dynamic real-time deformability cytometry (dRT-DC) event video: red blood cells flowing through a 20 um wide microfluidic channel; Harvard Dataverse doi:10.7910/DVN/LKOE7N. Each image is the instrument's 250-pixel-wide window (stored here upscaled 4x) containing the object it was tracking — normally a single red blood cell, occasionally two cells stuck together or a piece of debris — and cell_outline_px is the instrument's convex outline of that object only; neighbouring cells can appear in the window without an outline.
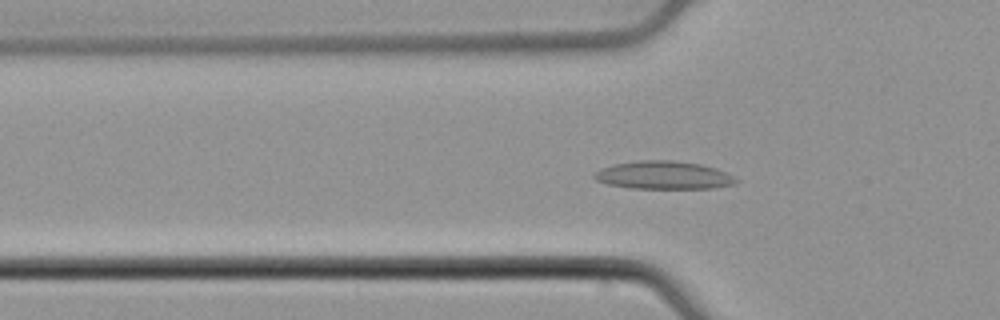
{"species": "common noctule bat (a hibernating species)", "species_latin": "Nyctalus noctula", "temperature_condition": "cold", "stored_images_in_passage": 54, "camera_frame_rate_fps": 3000, "um_per_image_px": 0.085, "animal": {"sex": "male", "body_mass_g": 21.5, "forearm_length_mm": 52.0}, "frame": {"image": 1, "passage_image": 18, "time_ms": 5.667, "image_size_px": [1000, 320], "cell_outline_px": [[736, 184], [712, 188], [632, 188], [608, 184], [596, 180], [592, 176], [600, 168], [612, 164], [640, 160], [672, 160], [700, 164], [716, 168], [732, 176], [736, 180]], "centroid_in_image_um": [56.37, 14.88], "position_along_channel_um": 69.4, "area_um2": 23.0}}
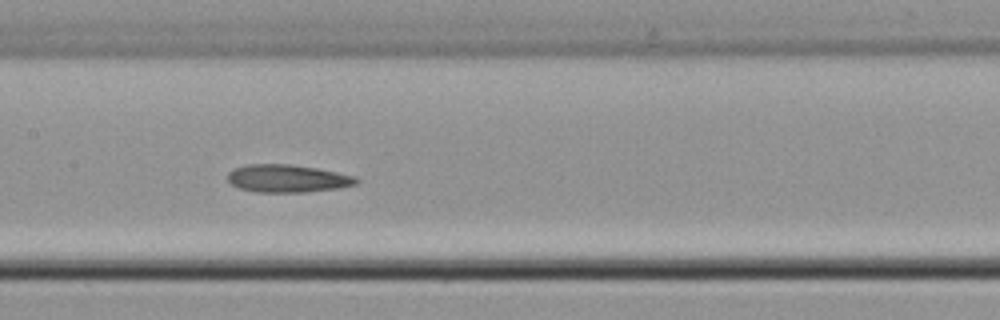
{"frame": {"image": 2, "passage_image": 27, "time_ms": 8.667, "image_size_px": [1000, 320], "cell_outline_px": [[360, 180], [356, 184], [340, 188], [308, 192], [256, 192], [240, 188], [232, 184], [228, 180], [228, 172], [236, 168], [248, 164], [288, 164], [316, 168], [356, 176]], "centroid_in_image_um": [24.47, 15.17], "position_along_channel_um": 182.9, "area_um2": 20.75}}
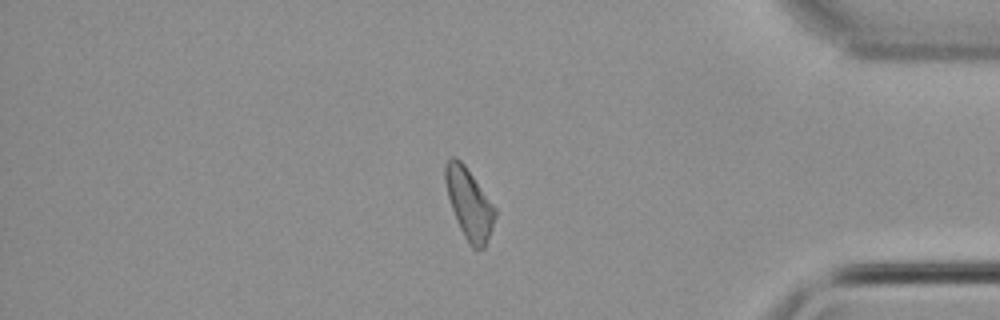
{"frame": {"image": 3, "passage_image": 46, "time_ms": 15.0, "image_size_px": [1000, 320], "cell_outline_px": [[496, 216], [492, 228], [484, 248], [472, 248], [464, 236], [456, 220], [448, 196], [444, 180], [444, 164], [452, 156], [456, 156], [464, 164], [496, 208]], "centroid_in_image_um": [39.86, 17.28], "position_along_channel_um": 395.3, "area_um2": 20.29}, "authors_computed_cell_mechanics": {"area_um2": 20.6924, "velocity_mm_per_s": 3.834, "shape_relaxation_time_tau1_ms": null, "shape_relaxation_time_tau2_ms": 5.5327, "deformation_change_tau1": null, "deformation_change_tau2": 0.112}}